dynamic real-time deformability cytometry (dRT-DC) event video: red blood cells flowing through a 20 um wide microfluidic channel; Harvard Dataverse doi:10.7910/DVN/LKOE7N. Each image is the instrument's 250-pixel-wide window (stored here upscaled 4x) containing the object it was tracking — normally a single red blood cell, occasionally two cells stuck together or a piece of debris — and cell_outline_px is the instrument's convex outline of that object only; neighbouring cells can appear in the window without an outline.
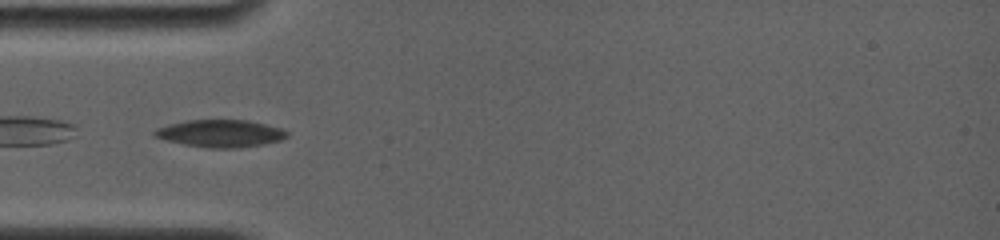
{"species": "common noctule bat (a hibernating species)", "species_latin": "Nyctalus noctula", "temperature_condition": "room temperature", "stored_images_in_passage": 4, "camera_frame_rate_fps": 4000, "um_per_image_px": 0.085, "animal": {"sex": "female", "body_mass_g": 19.0, "forearm_length_mm": 56.7}, "frame": {"image": 1, "passage_image": 1, "time_ms": 0.0, "image_size_px": [1000, 240], "cell_outline_px": [[288, 136], [280, 140], [260, 144], [236, 148], [208, 148], [184, 144], [152, 136], [152, 132], [156, 128], [168, 124], [184, 120], [248, 120], [280, 128], [288, 132]], "centroid_in_image_um": [18.68, 11.33], "position_along_channel_um": 66.3, "area_um2": 20.98}}
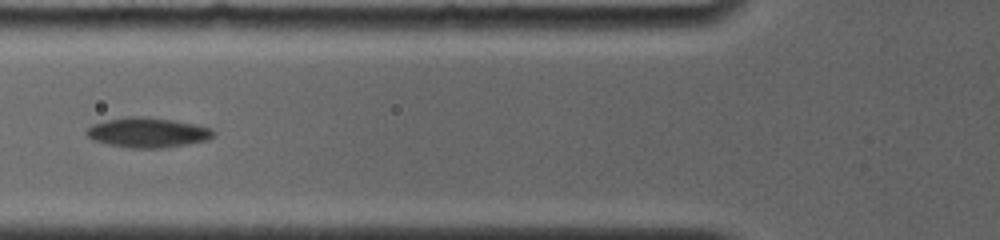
{"frame": {"image": 2, "passage_image": 2, "time_ms": 1.25, "image_size_px": [1000, 240], "cell_outline_px": [[216, 136], [208, 140], [188, 144], [160, 148], [128, 148], [108, 144], [92, 140], [84, 132], [92, 124], [108, 120], [128, 116], [148, 116], [196, 124], [208, 128], [216, 132]], "centroid_in_image_um": [12.56, 11.27], "position_along_channel_um": 113.2, "area_um2": 22.25}}